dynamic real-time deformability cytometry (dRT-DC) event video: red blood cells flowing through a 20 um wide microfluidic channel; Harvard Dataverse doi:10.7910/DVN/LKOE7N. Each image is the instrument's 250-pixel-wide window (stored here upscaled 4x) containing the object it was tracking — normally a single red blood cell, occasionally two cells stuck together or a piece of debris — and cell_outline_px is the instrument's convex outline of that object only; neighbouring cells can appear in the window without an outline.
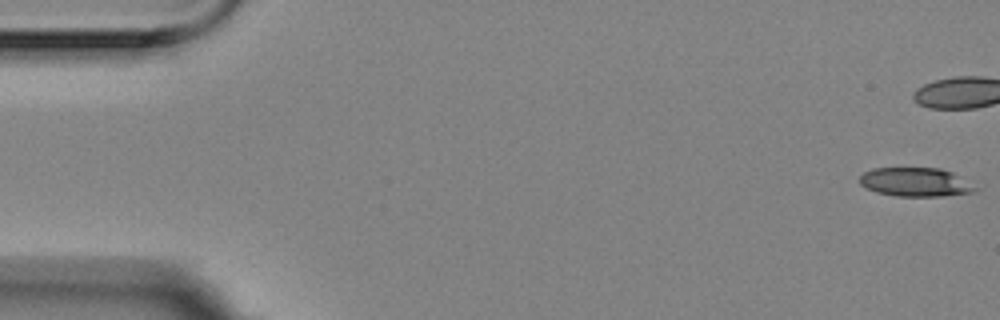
{"species": "Egyptian fruit bat (a non-hibernating species)", "species_latin": "Rousettus aegyptiacus", "temperature_condition": "room temperature", "stored_images_in_passage": 13, "camera_frame_rate_fps": 3000, "um_per_image_px": 0.085, "animal": {"sex": "female"}, "frame": {"image": 1, "passage_image": 1, "time_ms": 0.0, "image_size_px": [1000, 320], "cell_outline_px": [[976, 192], [940, 196], [896, 196], [876, 192], [860, 184], [860, 176], [864, 172], [872, 168], [940, 168], [952, 172], [976, 188]], "centroid_in_image_um": [77.78, 15.48], "position_along_channel_um": 7.2, "area_um2": 19.19}}